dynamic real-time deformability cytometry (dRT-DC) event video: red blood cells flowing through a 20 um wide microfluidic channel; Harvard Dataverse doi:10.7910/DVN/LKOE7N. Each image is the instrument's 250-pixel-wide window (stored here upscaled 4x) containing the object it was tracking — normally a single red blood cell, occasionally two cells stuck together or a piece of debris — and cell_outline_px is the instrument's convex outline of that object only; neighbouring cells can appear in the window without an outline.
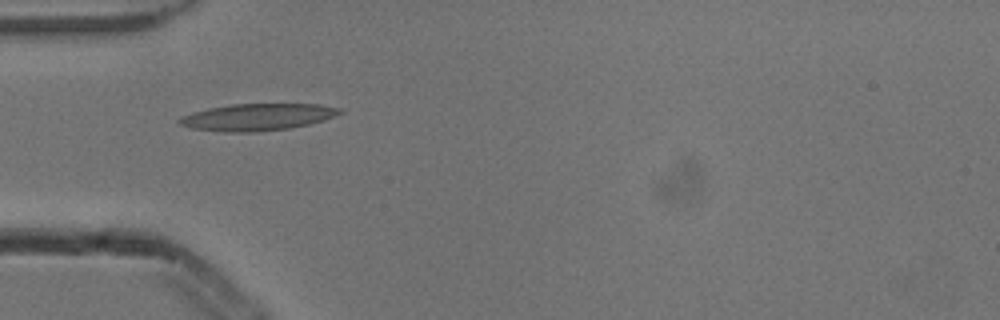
{"species": "common noctule bat (a hibernating species)", "species_latin": "Nyctalus noctula", "temperature_condition": "cold", "stored_images_in_passage": 8, "camera_frame_rate_fps": 3000, "um_per_image_px": 0.085, "animal": {"sex": "male", "body_mass_g": 13.3}, "frame": {"image": 1, "passage_image": 5, "time_ms": 1.333, "image_size_px": [1000, 320], "cell_outline_px": [[344, 112], [336, 116], [324, 120], [292, 128], [256, 132], [224, 132], [192, 128], [180, 124], [176, 120], [180, 116], [192, 112], [208, 108], [232, 104], [320, 104], [340, 108]], "centroid_in_image_um": [21.89, 9.95], "position_along_channel_um": 63.1, "area_um2": 25.32}}
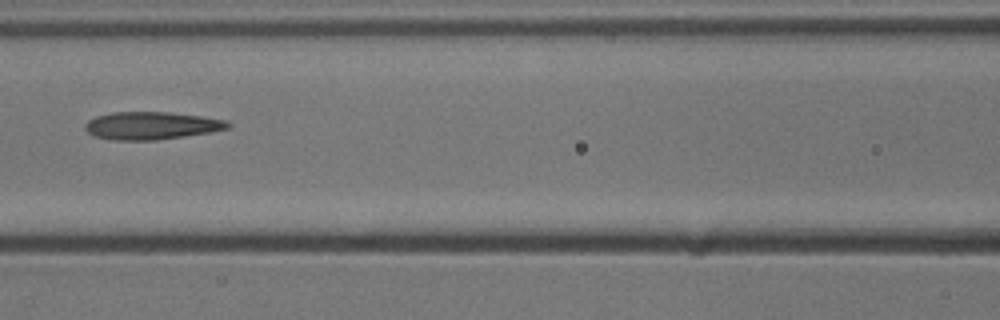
{"frame": {"image": 2, "passage_image": 7, "time_ms": 2.0, "image_size_px": [1000, 320], "cell_outline_px": [[232, 124], [228, 128], [212, 132], [156, 140], [112, 140], [92, 136], [84, 128], [84, 124], [88, 120], [96, 116], [112, 112], [168, 112], [200, 116], [224, 120]], "centroid_in_image_um": [12.82, 10.68], "position_along_channel_um": 153.8, "area_um2": 23.06}}
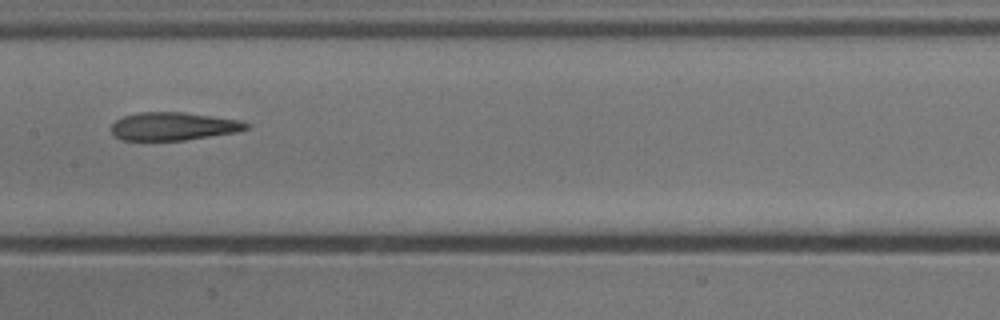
{"frame": {"image": 3, "passage_image": 8, "time_ms": 2.333, "image_size_px": [1000, 320], "cell_outline_px": [[248, 128], [236, 132], [184, 140], [120, 140], [112, 132], [112, 124], [116, 120], [124, 116], [140, 112], [180, 112], [244, 120], [248, 124]], "centroid_in_image_um": [14.74, 10.73], "position_along_channel_um": 192.7, "area_um2": 21.91}}